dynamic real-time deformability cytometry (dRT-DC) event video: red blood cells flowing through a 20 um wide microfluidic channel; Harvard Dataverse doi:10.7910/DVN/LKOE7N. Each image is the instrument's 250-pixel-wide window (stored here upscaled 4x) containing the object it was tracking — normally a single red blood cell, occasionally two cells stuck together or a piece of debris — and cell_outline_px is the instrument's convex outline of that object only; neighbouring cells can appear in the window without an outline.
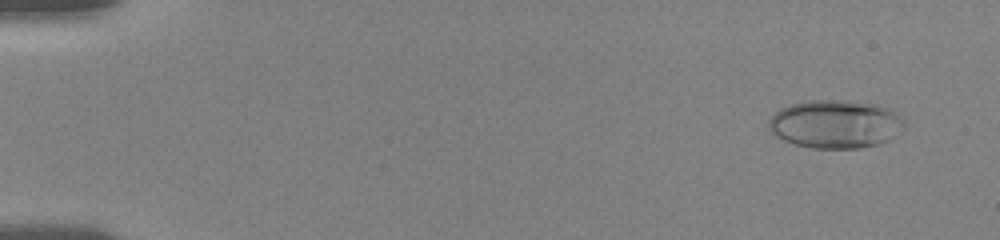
{"species": "human", "species_latin": "Homo sapiens", "temperature_condition": "room temperature", "stored_images_in_passage": 34, "camera_frame_rate_fps": 3000, "um_per_image_px": 0.085, "donor": {"sex": "female"}, "frame": {"image": 1, "passage_image": 3, "time_ms": 1.0, "image_size_px": [1000, 240], "cell_outline_px": [[904, 128], [888, 140], [876, 144], [860, 148], [812, 148], [796, 144], [784, 140], [776, 136], [768, 128], [768, 120], [780, 108], [792, 104], [808, 100], [840, 100], [876, 104], [892, 108], [900, 112], [904, 120]], "centroid_in_image_um": [71.04, 10.53], "position_along_channel_um": 14.0, "area_um2": 38.32}}
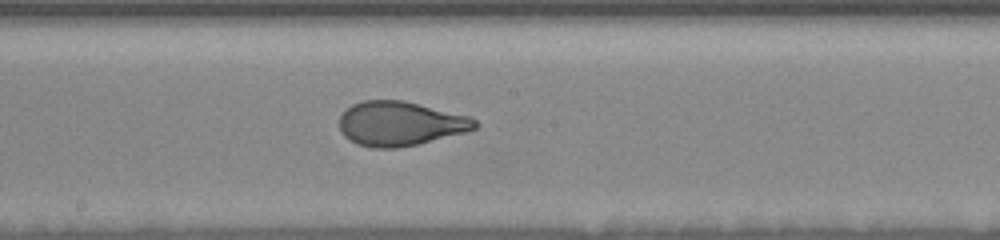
{"frame": {"image": 2, "passage_image": 23, "time_ms": 10.0, "image_size_px": [1000, 240], "cell_outline_px": [[480, 124], [476, 128], [464, 132], [420, 144], [396, 148], [372, 148], [356, 144], [348, 140], [340, 132], [340, 116], [352, 104], [364, 100], [404, 100], [472, 116]], "centroid_in_image_um": [34.03, 10.51], "position_along_channel_um": 214.2, "area_um2": 35.43}}
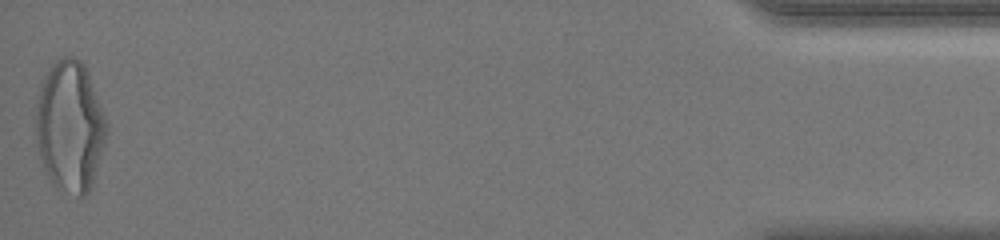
{"frame": {"image": 3, "passage_image": 34, "time_ms": 18.0, "image_size_px": [1000, 240], "cell_outline_px": [[108, 132], [92, 184], [88, 192], [84, 196], [80, 196], [52, 184], [44, 168], [40, 156], [36, 140], [36, 104], [40, 84], [48, 68], [56, 60], [64, 56], [76, 56], [84, 64], [104, 112], [108, 128]], "centroid_in_image_um": [5.94, 10.69], "position_along_channel_um": 429.3, "area_um2": 53.87}, "authors_computed_cell_mechanics": {"area_um2": 35.3736, "velocity_mm_per_s": 3.7119, "shape_relaxation_time_tau1_ms": 4.0932, "shape_relaxation_time_tau2_ms": 0.7653, "deformation_change_tau1": 0.1889, "deformation_change_tau2": 0.0731}}